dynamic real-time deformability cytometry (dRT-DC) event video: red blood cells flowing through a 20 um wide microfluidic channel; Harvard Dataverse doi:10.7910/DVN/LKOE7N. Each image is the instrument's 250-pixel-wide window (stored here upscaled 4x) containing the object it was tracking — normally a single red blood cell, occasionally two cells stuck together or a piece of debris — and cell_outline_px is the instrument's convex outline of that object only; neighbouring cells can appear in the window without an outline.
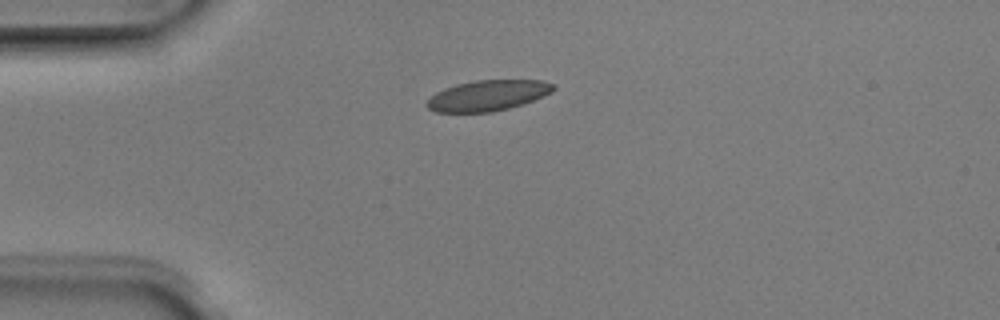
{"species": "Egyptian fruit bat (a non-hibernating species)", "species_latin": "Rousettus aegyptiacus", "temperature_condition": "room temperature", "stored_images_in_passage": 6, "camera_frame_rate_fps": 3000, "um_per_image_px": 0.085, "animal": {"sex": "male"}, "frame": {"image": 1, "passage_image": 6, "time_ms": 1.667, "image_size_px": [1000, 320], "cell_outline_px": [[556, 88], [552, 92], [532, 100], [508, 108], [492, 112], [436, 112], [428, 108], [424, 104], [436, 92], [444, 88], [456, 84], [476, 80], [544, 80], [556, 84]], "centroid_in_image_um": [41.46, 8.11], "position_along_channel_um": 43.5, "area_um2": 22.54}}